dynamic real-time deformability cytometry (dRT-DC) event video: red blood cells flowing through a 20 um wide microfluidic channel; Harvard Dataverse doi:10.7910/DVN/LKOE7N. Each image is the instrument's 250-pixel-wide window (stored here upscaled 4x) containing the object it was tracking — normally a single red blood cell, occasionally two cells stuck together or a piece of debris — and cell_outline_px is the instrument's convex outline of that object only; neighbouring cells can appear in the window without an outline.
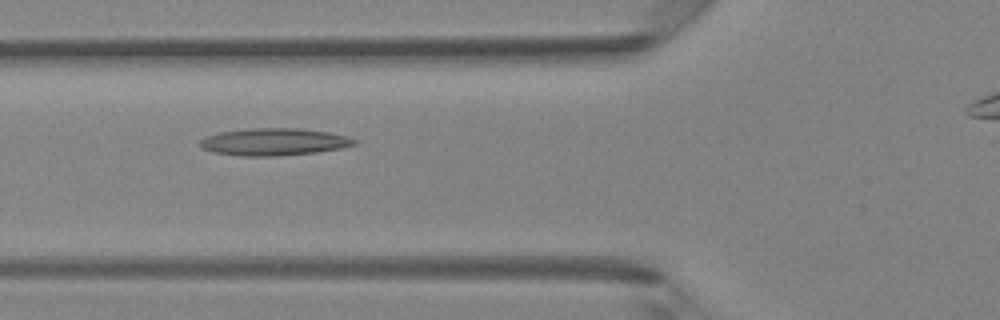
{"species": "Egyptian fruit bat (a non-hibernating species)", "species_latin": "Rousettus aegyptiacus", "temperature_condition": "room temperature", "stored_images_in_passage": 5, "camera_frame_rate_fps": 3000, "um_per_image_px": 0.085, "animal": {"sex": "female"}, "frame": {"image": 1, "passage_image": 3, "time_ms": 0.667, "image_size_px": [1000, 320], "cell_outline_px": [[356, 144], [340, 148], [316, 152], [280, 156], [240, 156], [212, 152], [204, 148], [200, 144], [200, 140], [204, 136], [220, 132], [248, 128], [300, 128], [328, 132], [348, 136], [356, 140]], "centroid_in_image_um": [23.27, 12.05], "position_along_channel_um": 102.5, "area_um2": 24.57}}